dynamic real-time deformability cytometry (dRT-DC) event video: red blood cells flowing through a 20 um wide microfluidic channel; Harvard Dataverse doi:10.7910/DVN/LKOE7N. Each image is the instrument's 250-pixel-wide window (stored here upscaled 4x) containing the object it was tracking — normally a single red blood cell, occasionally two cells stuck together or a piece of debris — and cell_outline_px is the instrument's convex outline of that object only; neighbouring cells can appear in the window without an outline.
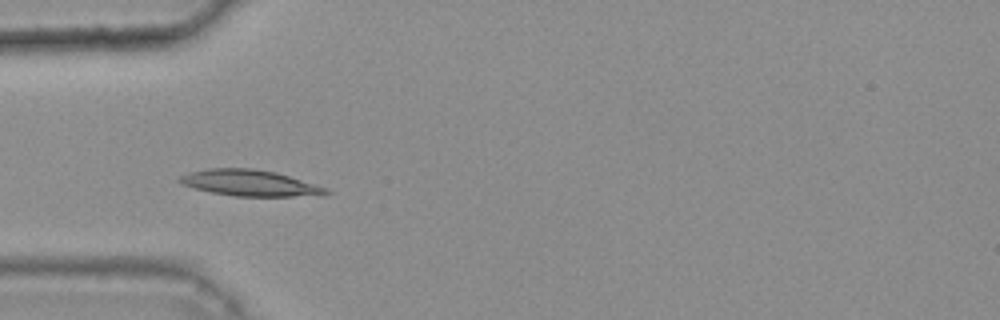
{"species": "common noctule bat (a hibernating species)", "species_latin": "Nyctalus noctula", "temperature_condition": "warm", "stored_images_in_passage": 32, "camera_frame_rate_fps": 3000, "um_per_image_px": 0.085, "animal": {"sex": "female", "body_mass_g": 25.1}, "frame": {"image": 1, "passage_image": 5, "time_ms": 1.333, "image_size_px": [1000, 320], "cell_outline_px": [[332, 192], [324, 196], [232, 196], [212, 192], [180, 184], [176, 180], [180, 176], [188, 172], [208, 168], [252, 168], [276, 172], [316, 184], [328, 188]], "centroid_in_image_um": [21.27, 15.55], "position_along_channel_um": 63.7, "area_um2": 22.54}}